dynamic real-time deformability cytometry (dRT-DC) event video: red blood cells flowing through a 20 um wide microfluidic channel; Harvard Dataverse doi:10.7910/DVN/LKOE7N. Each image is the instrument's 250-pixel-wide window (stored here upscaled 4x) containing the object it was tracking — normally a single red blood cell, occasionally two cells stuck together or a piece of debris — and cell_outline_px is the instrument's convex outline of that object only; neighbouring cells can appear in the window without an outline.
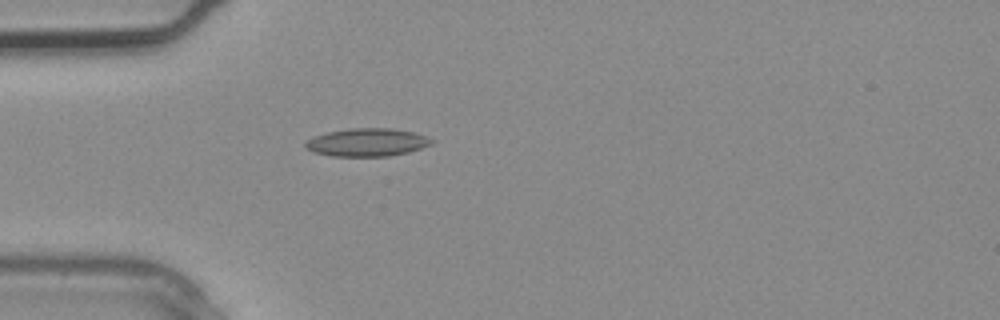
{"species": "common noctule bat (a hibernating species)", "species_latin": "Nyctalus noctula", "temperature_condition": "warm", "stored_images_in_passage": 1, "camera_frame_rate_fps": 3000, "um_per_image_px": 0.085, "animal": {"sex": "male", "body_mass_g": 20.4}, "frame": {"image": 1, "passage_image": 1, "time_ms": 0.0, "image_size_px": [1000, 320], "cell_outline_px": [[436, 140], [432, 144], [408, 152], [388, 156], [332, 156], [312, 152], [304, 148], [304, 144], [312, 136], [328, 132], [352, 128], [392, 128], [412, 132]], "centroid_in_image_um": [31.17, 12.1], "position_along_channel_um": 53.8, "area_um2": 20.58}}